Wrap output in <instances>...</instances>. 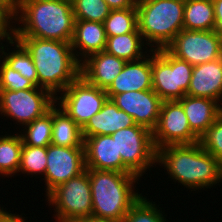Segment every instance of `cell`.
Segmentation results:
<instances>
[{
  "mask_svg": "<svg viewBox=\"0 0 222 222\" xmlns=\"http://www.w3.org/2000/svg\"><path fill=\"white\" fill-rule=\"evenodd\" d=\"M107 99L104 89L95 87L79 76L57 94L56 105L83 128L88 120L101 110Z\"/></svg>",
  "mask_w": 222,
  "mask_h": 222,
  "instance_id": "30bf717a",
  "label": "cell"
},
{
  "mask_svg": "<svg viewBox=\"0 0 222 222\" xmlns=\"http://www.w3.org/2000/svg\"><path fill=\"white\" fill-rule=\"evenodd\" d=\"M183 29L214 30L215 12L212 0H185Z\"/></svg>",
  "mask_w": 222,
  "mask_h": 222,
  "instance_id": "cb8c5ba5",
  "label": "cell"
},
{
  "mask_svg": "<svg viewBox=\"0 0 222 222\" xmlns=\"http://www.w3.org/2000/svg\"><path fill=\"white\" fill-rule=\"evenodd\" d=\"M111 136L116 140L117 153L121 155L123 164L140 179L148 169L151 172L154 165L156 168L157 150L150 129L135 124Z\"/></svg>",
  "mask_w": 222,
  "mask_h": 222,
  "instance_id": "ba28073f",
  "label": "cell"
},
{
  "mask_svg": "<svg viewBox=\"0 0 222 222\" xmlns=\"http://www.w3.org/2000/svg\"><path fill=\"white\" fill-rule=\"evenodd\" d=\"M146 196L141 197L131 206L125 215L123 222H168L167 216L162 212L163 207L156 205ZM160 208V209H159Z\"/></svg>",
  "mask_w": 222,
  "mask_h": 222,
  "instance_id": "f546056e",
  "label": "cell"
},
{
  "mask_svg": "<svg viewBox=\"0 0 222 222\" xmlns=\"http://www.w3.org/2000/svg\"><path fill=\"white\" fill-rule=\"evenodd\" d=\"M14 23V37H35L71 43L75 25L72 2L17 0Z\"/></svg>",
  "mask_w": 222,
  "mask_h": 222,
  "instance_id": "6da1fadb",
  "label": "cell"
},
{
  "mask_svg": "<svg viewBox=\"0 0 222 222\" xmlns=\"http://www.w3.org/2000/svg\"><path fill=\"white\" fill-rule=\"evenodd\" d=\"M150 54V55H149ZM151 50L142 59L126 62L121 73L105 90L108 99L128 91L152 89Z\"/></svg>",
  "mask_w": 222,
  "mask_h": 222,
  "instance_id": "2e32d148",
  "label": "cell"
},
{
  "mask_svg": "<svg viewBox=\"0 0 222 222\" xmlns=\"http://www.w3.org/2000/svg\"><path fill=\"white\" fill-rule=\"evenodd\" d=\"M145 45L140 32H132L114 37H107L104 51L110 55L124 59L127 62L137 61L150 52L151 49H148Z\"/></svg>",
  "mask_w": 222,
  "mask_h": 222,
  "instance_id": "603a6c76",
  "label": "cell"
},
{
  "mask_svg": "<svg viewBox=\"0 0 222 222\" xmlns=\"http://www.w3.org/2000/svg\"><path fill=\"white\" fill-rule=\"evenodd\" d=\"M86 170L84 147L47 146V168L44 174L46 196L58 185Z\"/></svg>",
  "mask_w": 222,
  "mask_h": 222,
  "instance_id": "4fadbf2b",
  "label": "cell"
},
{
  "mask_svg": "<svg viewBox=\"0 0 222 222\" xmlns=\"http://www.w3.org/2000/svg\"><path fill=\"white\" fill-rule=\"evenodd\" d=\"M13 25L1 12H0V34H14Z\"/></svg>",
  "mask_w": 222,
  "mask_h": 222,
  "instance_id": "74e56055",
  "label": "cell"
},
{
  "mask_svg": "<svg viewBox=\"0 0 222 222\" xmlns=\"http://www.w3.org/2000/svg\"><path fill=\"white\" fill-rule=\"evenodd\" d=\"M5 133L7 134L0 136V177L12 178L19 171L23 141L18 132L13 135L12 132Z\"/></svg>",
  "mask_w": 222,
  "mask_h": 222,
  "instance_id": "d4e9b609",
  "label": "cell"
},
{
  "mask_svg": "<svg viewBox=\"0 0 222 222\" xmlns=\"http://www.w3.org/2000/svg\"><path fill=\"white\" fill-rule=\"evenodd\" d=\"M126 62L124 59L101 51L81 62L80 76L95 87L106 90L121 73Z\"/></svg>",
  "mask_w": 222,
  "mask_h": 222,
  "instance_id": "e0dca14e",
  "label": "cell"
},
{
  "mask_svg": "<svg viewBox=\"0 0 222 222\" xmlns=\"http://www.w3.org/2000/svg\"><path fill=\"white\" fill-rule=\"evenodd\" d=\"M19 133L23 145L40 147L50 145L52 136V108L44 116L25 125Z\"/></svg>",
  "mask_w": 222,
  "mask_h": 222,
  "instance_id": "4316f807",
  "label": "cell"
},
{
  "mask_svg": "<svg viewBox=\"0 0 222 222\" xmlns=\"http://www.w3.org/2000/svg\"><path fill=\"white\" fill-rule=\"evenodd\" d=\"M86 169L132 173L117 153L116 140L111 135H97L84 139Z\"/></svg>",
  "mask_w": 222,
  "mask_h": 222,
  "instance_id": "9a60e30c",
  "label": "cell"
},
{
  "mask_svg": "<svg viewBox=\"0 0 222 222\" xmlns=\"http://www.w3.org/2000/svg\"><path fill=\"white\" fill-rule=\"evenodd\" d=\"M175 57L200 65L222 57V38L214 31L181 30L166 47Z\"/></svg>",
  "mask_w": 222,
  "mask_h": 222,
  "instance_id": "8fae6325",
  "label": "cell"
},
{
  "mask_svg": "<svg viewBox=\"0 0 222 222\" xmlns=\"http://www.w3.org/2000/svg\"><path fill=\"white\" fill-rule=\"evenodd\" d=\"M111 10L133 8L137 0H104Z\"/></svg>",
  "mask_w": 222,
  "mask_h": 222,
  "instance_id": "d590c367",
  "label": "cell"
},
{
  "mask_svg": "<svg viewBox=\"0 0 222 222\" xmlns=\"http://www.w3.org/2000/svg\"><path fill=\"white\" fill-rule=\"evenodd\" d=\"M215 12L214 31L222 38V0H212Z\"/></svg>",
  "mask_w": 222,
  "mask_h": 222,
  "instance_id": "e575fe53",
  "label": "cell"
},
{
  "mask_svg": "<svg viewBox=\"0 0 222 222\" xmlns=\"http://www.w3.org/2000/svg\"><path fill=\"white\" fill-rule=\"evenodd\" d=\"M178 101L182 104L190 129L199 138L222 114V106L210 98L185 95Z\"/></svg>",
  "mask_w": 222,
  "mask_h": 222,
  "instance_id": "44dd1931",
  "label": "cell"
},
{
  "mask_svg": "<svg viewBox=\"0 0 222 222\" xmlns=\"http://www.w3.org/2000/svg\"><path fill=\"white\" fill-rule=\"evenodd\" d=\"M202 148L213 155L222 165V114L200 137Z\"/></svg>",
  "mask_w": 222,
  "mask_h": 222,
  "instance_id": "1f68e13d",
  "label": "cell"
},
{
  "mask_svg": "<svg viewBox=\"0 0 222 222\" xmlns=\"http://www.w3.org/2000/svg\"><path fill=\"white\" fill-rule=\"evenodd\" d=\"M156 165L191 191L207 190L222 183V165L201 144L168 145L157 149Z\"/></svg>",
  "mask_w": 222,
  "mask_h": 222,
  "instance_id": "7a4b0ae2",
  "label": "cell"
},
{
  "mask_svg": "<svg viewBox=\"0 0 222 222\" xmlns=\"http://www.w3.org/2000/svg\"><path fill=\"white\" fill-rule=\"evenodd\" d=\"M186 95L210 98L222 106V57L193 66Z\"/></svg>",
  "mask_w": 222,
  "mask_h": 222,
  "instance_id": "ac0fdd59",
  "label": "cell"
},
{
  "mask_svg": "<svg viewBox=\"0 0 222 222\" xmlns=\"http://www.w3.org/2000/svg\"><path fill=\"white\" fill-rule=\"evenodd\" d=\"M152 89L162 101L180 100L187 94L193 65L166 48L151 50Z\"/></svg>",
  "mask_w": 222,
  "mask_h": 222,
  "instance_id": "8992f818",
  "label": "cell"
},
{
  "mask_svg": "<svg viewBox=\"0 0 222 222\" xmlns=\"http://www.w3.org/2000/svg\"><path fill=\"white\" fill-rule=\"evenodd\" d=\"M47 168V147L23 145L18 174L43 175Z\"/></svg>",
  "mask_w": 222,
  "mask_h": 222,
  "instance_id": "f1b7e54d",
  "label": "cell"
},
{
  "mask_svg": "<svg viewBox=\"0 0 222 222\" xmlns=\"http://www.w3.org/2000/svg\"><path fill=\"white\" fill-rule=\"evenodd\" d=\"M135 124L132 116L120 110L111 99H107L101 110L82 128V135L83 139L97 135H111Z\"/></svg>",
  "mask_w": 222,
  "mask_h": 222,
  "instance_id": "d6986e66",
  "label": "cell"
},
{
  "mask_svg": "<svg viewBox=\"0 0 222 222\" xmlns=\"http://www.w3.org/2000/svg\"><path fill=\"white\" fill-rule=\"evenodd\" d=\"M183 0H137V23L147 47L166 48L183 30Z\"/></svg>",
  "mask_w": 222,
  "mask_h": 222,
  "instance_id": "5b68a950",
  "label": "cell"
},
{
  "mask_svg": "<svg viewBox=\"0 0 222 222\" xmlns=\"http://www.w3.org/2000/svg\"><path fill=\"white\" fill-rule=\"evenodd\" d=\"M89 180L92 215L97 217L123 220L142 195L136 188L141 179L133 173L89 169Z\"/></svg>",
  "mask_w": 222,
  "mask_h": 222,
  "instance_id": "277c9868",
  "label": "cell"
},
{
  "mask_svg": "<svg viewBox=\"0 0 222 222\" xmlns=\"http://www.w3.org/2000/svg\"><path fill=\"white\" fill-rule=\"evenodd\" d=\"M155 149L168 145H190L199 137L190 129L182 104L178 100L162 101L159 120L152 131Z\"/></svg>",
  "mask_w": 222,
  "mask_h": 222,
  "instance_id": "7c38bea8",
  "label": "cell"
},
{
  "mask_svg": "<svg viewBox=\"0 0 222 222\" xmlns=\"http://www.w3.org/2000/svg\"><path fill=\"white\" fill-rule=\"evenodd\" d=\"M77 222H123V220L106 219V218L90 215L88 217L79 219Z\"/></svg>",
  "mask_w": 222,
  "mask_h": 222,
  "instance_id": "f35d334b",
  "label": "cell"
},
{
  "mask_svg": "<svg viewBox=\"0 0 222 222\" xmlns=\"http://www.w3.org/2000/svg\"><path fill=\"white\" fill-rule=\"evenodd\" d=\"M55 104L56 97L41 87L18 91L0 90V115L12 118L22 128L44 116Z\"/></svg>",
  "mask_w": 222,
  "mask_h": 222,
  "instance_id": "9c48e42d",
  "label": "cell"
},
{
  "mask_svg": "<svg viewBox=\"0 0 222 222\" xmlns=\"http://www.w3.org/2000/svg\"><path fill=\"white\" fill-rule=\"evenodd\" d=\"M45 197L50 208L54 207L56 222H77L92 215L89 169L58 185Z\"/></svg>",
  "mask_w": 222,
  "mask_h": 222,
  "instance_id": "52a82bcc",
  "label": "cell"
},
{
  "mask_svg": "<svg viewBox=\"0 0 222 222\" xmlns=\"http://www.w3.org/2000/svg\"><path fill=\"white\" fill-rule=\"evenodd\" d=\"M2 206L1 207V204H0V222H22L25 217H23L22 213L21 215L17 214L16 213H11V211H7L6 208H4Z\"/></svg>",
  "mask_w": 222,
  "mask_h": 222,
  "instance_id": "8d00e7d4",
  "label": "cell"
},
{
  "mask_svg": "<svg viewBox=\"0 0 222 222\" xmlns=\"http://www.w3.org/2000/svg\"><path fill=\"white\" fill-rule=\"evenodd\" d=\"M75 20L103 23L110 14V7L104 0H72Z\"/></svg>",
  "mask_w": 222,
  "mask_h": 222,
  "instance_id": "4dcf8cb0",
  "label": "cell"
},
{
  "mask_svg": "<svg viewBox=\"0 0 222 222\" xmlns=\"http://www.w3.org/2000/svg\"><path fill=\"white\" fill-rule=\"evenodd\" d=\"M14 38L34 62L38 87L47 89L55 97L80 76L81 63L75 57L71 43L35 37Z\"/></svg>",
  "mask_w": 222,
  "mask_h": 222,
  "instance_id": "3957f363",
  "label": "cell"
},
{
  "mask_svg": "<svg viewBox=\"0 0 222 222\" xmlns=\"http://www.w3.org/2000/svg\"><path fill=\"white\" fill-rule=\"evenodd\" d=\"M13 38L14 34H0V61H2L3 59V51L5 47V44L3 42L9 43L10 40H12Z\"/></svg>",
  "mask_w": 222,
  "mask_h": 222,
  "instance_id": "ab89813d",
  "label": "cell"
},
{
  "mask_svg": "<svg viewBox=\"0 0 222 222\" xmlns=\"http://www.w3.org/2000/svg\"><path fill=\"white\" fill-rule=\"evenodd\" d=\"M103 24L107 37L139 32L136 5L128 9L111 10Z\"/></svg>",
  "mask_w": 222,
  "mask_h": 222,
  "instance_id": "83f0119b",
  "label": "cell"
},
{
  "mask_svg": "<svg viewBox=\"0 0 222 222\" xmlns=\"http://www.w3.org/2000/svg\"><path fill=\"white\" fill-rule=\"evenodd\" d=\"M55 104L52 107L51 144L62 147H84L82 128Z\"/></svg>",
  "mask_w": 222,
  "mask_h": 222,
  "instance_id": "7402d4cb",
  "label": "cell"
},
{
  "mask_svg": "<svg viewBox=\"0 0 222 222\" xmlns=\"http://www.w3.org/2000/svg\"><path fill=\"white\" fill-rule=\"evenodd\" d=\"M111 100L120 110L132 116L136 124L151 131L156 128L162 100L153 89L116 94Z\"/></svg>",
  "mask_w": 222,
  "mask_h": 222,
  "instance_id": "5bb4252c",
  "label": "cell"
},
{
  "mask_svg": "<svg viewBox=\"0 0 222 222\" xmlns=\"http://www.w3.org/2000/svg\"><path fill=\"white\" fill-rule=\"evenodd\" d=\"M36 86L23 77L18 71L13 70L3 60L0 61V90H27Z\"/></svg>",
  "mask_w": 222,
  "mask_h": 222,
  "instance_id": "d6a6232c",
  "label": "cell"
},
{
  "mask_svg": "<svg viewBox=\"0 0 222 222\" xmlns=\"http://www.w3.org/2000/svg\"><path fill=\"white\" fill-rule=\"evenodd\" d=\"M3 51V61L13 70L18 71L23 77L31 81L38 87V75L34 62L27 50L15 39L10 40L8 45L12 46L10 50L7 43ZM7 47V51H6ZM6 51V52H5Z\"/></svg>",
  "mask_w": 222,
  "mask_h": 222,
  "instance_id": "484cf974",
  "label": "cell"
},
{
  "mask_svg": "<svg viewBox=\"0 0 222 222\" xmlns=\"http://www.w3.org/2000/svg\"><path fill=\"white\" fill-rule=\"evenodd\" d=\"M106 41L103 23L75 20L71 47L80 63L88 56L104 51Z\"/></svg>",
  "mask_w": 222,
  "mask_h": 222,
  "instance_id": "ffe728a7",
  "label": "cell"
},
{
  "mask_svg": "<svg viewBox=\"0 0 222 222\" xmlns=\"http://www.w3.org/2000/svg\"><path fill=\"white\" fill-rule=\"evenodd\" d=\"M0 12L13 24L17 14V0H0Z\"/></svg>",
  "mask_w": 222,
  "mask_h": 222,
  "instance_id": "836d02e7",
  "label": "cell"
}]
</instances>
